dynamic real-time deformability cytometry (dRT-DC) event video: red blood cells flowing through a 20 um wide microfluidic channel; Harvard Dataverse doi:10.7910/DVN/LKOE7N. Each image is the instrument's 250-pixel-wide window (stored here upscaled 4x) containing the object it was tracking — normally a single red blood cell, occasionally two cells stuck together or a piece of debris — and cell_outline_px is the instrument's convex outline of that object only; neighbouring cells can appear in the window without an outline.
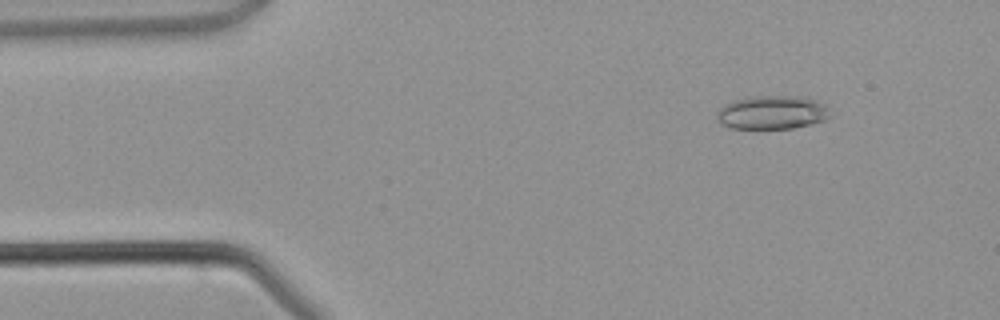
{"species": "common noctule bat (a hibernating species)", "species_latin": "Nyctalus noctula", "temperature_condition": "warm", "stored_images_in_passage": 4, "camera_frame_rate_fps": 3000, "um_per_image_px": 0.085, "animal": {"sex": "male", "body_mass_g": 21.5, "forearm_length_mm": 52.0}, "frame": {"image": 1, "passage_image": 2, "time_ms": 1.333, "image_size_px": [1000, 320], "cell_outline_px": [[832, 116], [828, 120], [792, 128], [732, 128], [720, 124], [716, 116], [720, 108], [724, 104], [748, 96], [800, 96], [824, 104], [828, 108]], "centroid_in_image_um": [65.64, 9.56], "position_along_channel_um": 19.4, "area_um2": 22.2}}
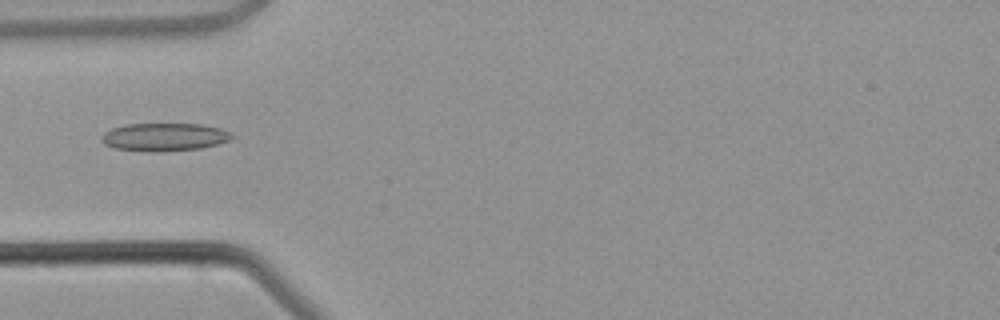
{"frame": {"image": 2, "passage_image": 4, "time_ms": 4.0, "image_size_px": [1000, 320], "cell_outline_px": [[236, 136], [228, 140], [216, 144], [200, 148], [160, 152], [148, 152], [116, 148], [104, 144], [100, 140], [100, 136], [104, 132], [112, 128], [124, 124], [204, 124], [220, 128]], "centroid_in_image_um": [13.93, 11.64], "position_along_channel_um": 71.1, "area_um2": 21.33}}